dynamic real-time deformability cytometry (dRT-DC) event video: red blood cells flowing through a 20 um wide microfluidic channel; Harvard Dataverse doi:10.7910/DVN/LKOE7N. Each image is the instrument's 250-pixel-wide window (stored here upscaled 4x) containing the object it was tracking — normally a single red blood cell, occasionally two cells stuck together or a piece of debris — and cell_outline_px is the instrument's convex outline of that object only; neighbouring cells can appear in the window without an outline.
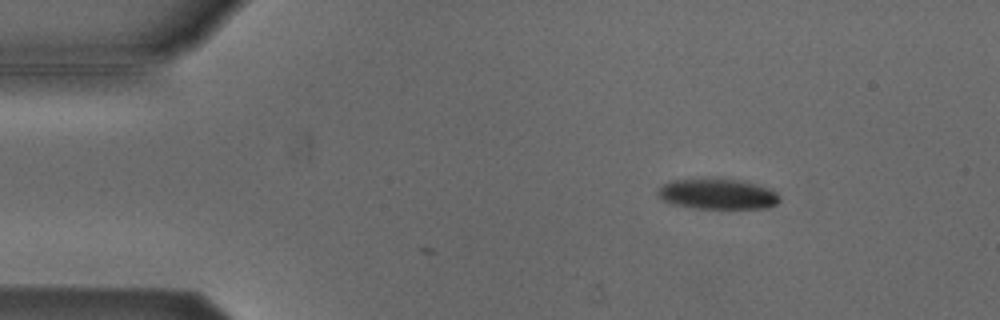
{"species": "Egyptian fruit bat (a non-hibernating species)", "species_latin": "Rousettus aegyptiacus", "temperature_condition": "cold", "stored_images_in_passage": 4, "camera_frame_rate_fps": 3000, "um_per_image_px": 0.085, "animal": {"sex": "male"}, "frame": {"image": 1, "passage_image": 2, "time_ms": 0.333, "image_size_px": [1000, 320], "cell_outline_px": [[780, 200], [776, 204], [768, 208], [696, 208], [672, 204], [656, 196], [656, 192], [664, 184], [672, 180], [716, 176], [740, 180], [772, 188], [780, 196]], "centroid_in_image_um": [61.0, 16.45], "position_along_channel_um": 24.0, "area_um2": 22.31}}